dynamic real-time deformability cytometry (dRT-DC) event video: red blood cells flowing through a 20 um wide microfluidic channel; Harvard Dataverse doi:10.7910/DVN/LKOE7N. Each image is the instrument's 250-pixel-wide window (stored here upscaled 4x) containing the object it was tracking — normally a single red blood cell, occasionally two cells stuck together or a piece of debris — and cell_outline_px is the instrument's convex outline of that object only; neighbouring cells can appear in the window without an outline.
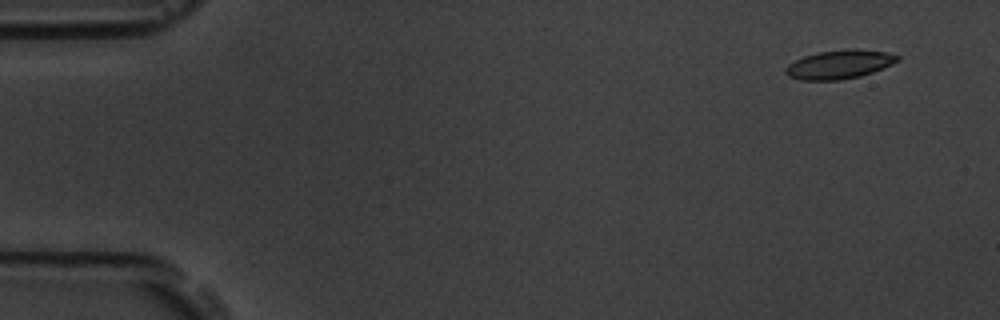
{"species": "common noctule bat (a hibernating species)", "species_latin": "Nyctalus noctula", "temperature_condition": "room temperature", "stored_images_in_passage": 5, "camera_frame_rate_fps": 3000, "um_per_image_px": 0.085, "animal": {"sex": "male", "body_mass_g": 19.5, "forearm_length_mm": 54.6}, "frame": {"image": 1, "passage_image": 2, "time_ms": 1.0, "image_size_px": [1000, 320], "cell_outline_px": [[900, 60], [892, 64], [872, 72], [860, 76], [840, 80], [800, 80], [788, 76], [784, 72], [784, 68], [788, 64], [804, 56], [820, 52], [888, 52], [900, 56]], "centroid_in_image_um": [71.28, 5.54], "position_along_channel_um": 13.7, "area_um2": 17.8}}
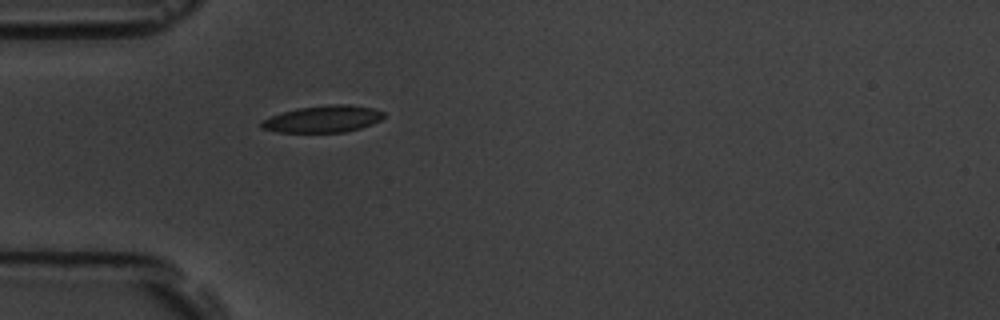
{"frame": {"image": 2, "passage_image": 5, "time_ms": 5.333, "image_size_px": [1000, 320], "cell_outline_px": [[384, 116], [380, 120], [372, 124], [360, 128], [344, 132], [276, 132], [260, 128], [260, 120], [296, 108], [328, 104], [348, 104], [372, 108], [384, 112]], "centroid_in_image_um": [27.43, 10.11], "position_along_channel_um": 57.6, "area_um2": 19.19}}